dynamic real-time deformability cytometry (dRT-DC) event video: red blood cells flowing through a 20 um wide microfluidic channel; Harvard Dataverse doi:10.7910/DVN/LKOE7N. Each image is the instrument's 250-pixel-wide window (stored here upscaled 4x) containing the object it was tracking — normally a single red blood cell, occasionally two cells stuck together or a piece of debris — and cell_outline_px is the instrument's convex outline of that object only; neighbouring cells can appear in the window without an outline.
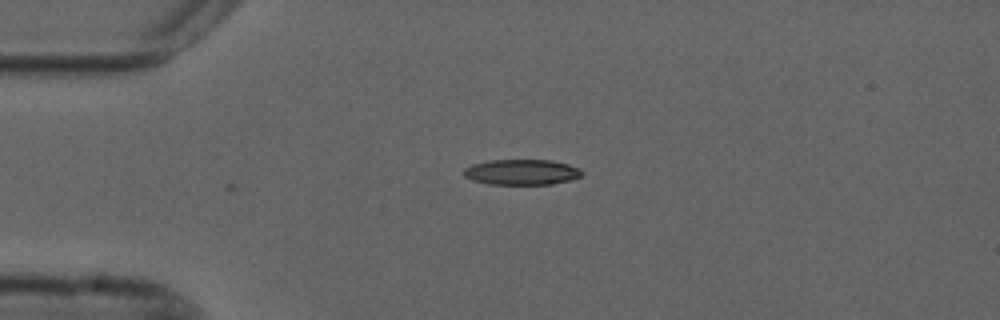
{"species": "common noctule bat (a hibernating species)", "species_latin": "Nyctalus noctula", "temperature_condition": "cold", "stored_images_in_passage": 2, "camera_frame_rate_fps": 3000, "um_per_image_px": 0.085, "animal": {"sex": "male", "forearm_length_mm": 52.5}, "frame": {"image": 1, "passage_image": 2, "time_ms": 0.333, "image_size_px": [1000, 320], "cell_outline_px": [[584, 172], [580, 176], [568, 180], [552, 184], [488, 184], [472, 180], [464, 176], [464, 168], [472, 164], [488, 160], [552, 160], [568, 164], [580, 168]], "centroid_in_image_um": [44.33, 14.62], "position_along_channel_um": 40.7, "area_um2": 17.57}}